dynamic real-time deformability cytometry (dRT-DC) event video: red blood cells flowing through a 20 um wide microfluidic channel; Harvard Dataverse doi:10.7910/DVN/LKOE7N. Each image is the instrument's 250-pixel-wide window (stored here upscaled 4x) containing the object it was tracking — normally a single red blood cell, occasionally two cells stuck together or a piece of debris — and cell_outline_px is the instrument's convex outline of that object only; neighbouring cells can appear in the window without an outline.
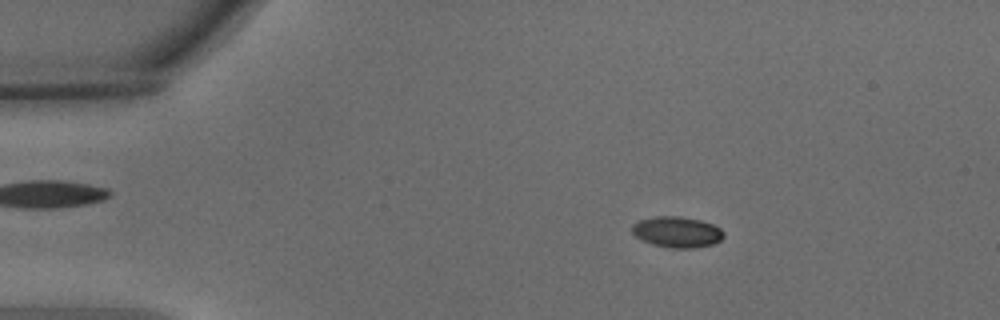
{"species": "common noctule bat (a hibernating species)", "species_latin": "Nyctalus noctula", "temperature_condition": "warm", "stored_images_in_passage": 56, "camera_frame_rate_fps": 3000, "um_per_image_px": 0.085, "animal": {"sex": "male", "body_mass_g": 15.6}, "frame": {"image": 1, "passage_image": 10, "time_ms": 3.0, "image_size_px": [1000, 320], "cell_outline_px": [[724, 236], [720, 240], [712, 244], [692, 248], [672, 248], [652, 244], [636, 236], [632, 232], [632, 224], [640, 220], [656, 216], [680, 216], [700, 220], [712, 224], [720, 228], [724, 232]], "centroid_in_image_um": [57.55, 19.71], "position_along_channel_um": 27.4, "area_um2": 16.36}}
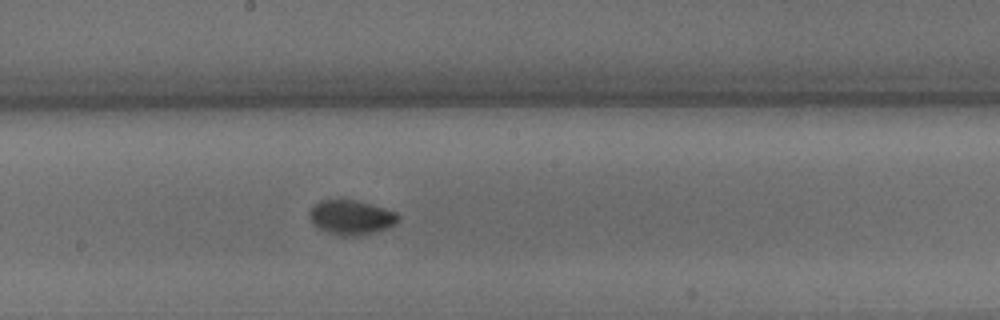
{"frame": {"image": 2, "passage_image": 31, "time_ms": 10.0, "image_size_px": [1000, 320], "cell_outline_px": [[400, 216], [396, 224], [360, 236], [340, 236], [328, 232], [312, 224], [308, 216], [308, 212], [320, 200], [352, 200], [384, 208], [396, 212]], "centroid_in_image_um": [29.82, 18.48], "position_along_channel_um": 218.4, "area_um2": 17.63}}
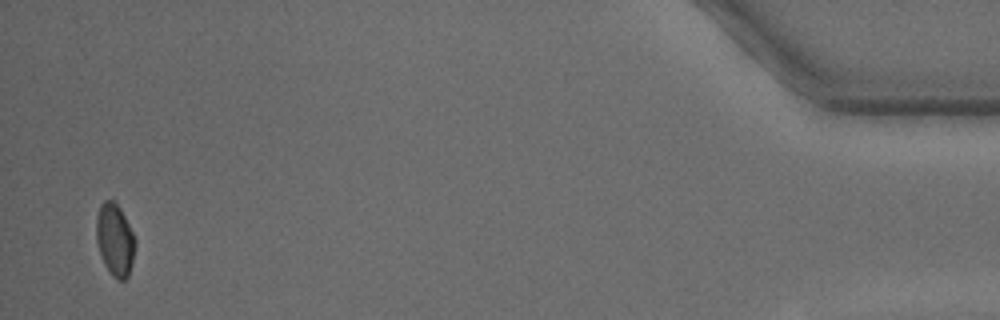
{"frame": {"image": 3, "passage_image": 55, "time_ms": 18.0, "image_size_px": [1000, 320], "cell_outline_px": [[136, 244], [132, 264], [128, 276], [124, 280], [116, 280], [112, 276], [104, 264], [96, 240], [96, 216], [100, 204], [104, 200], [112, 200], [120, 208], [136, 240]], "centroid_in_image_um": [9.76, 20.39], "position_along_channel_um": 425.4, "area_um2": 16.42}, "authors_computed_cell_mechanics": {"area_um2": 16.5308, "velocity_mm_per_s": 3.637, "shape_relaxation_time_tau1_ms": 2.5888, "shape_relaxation_time_tau2_ms": null, "deformation_change_tau1": 0.0984, "deformation_change_tau2": null}}